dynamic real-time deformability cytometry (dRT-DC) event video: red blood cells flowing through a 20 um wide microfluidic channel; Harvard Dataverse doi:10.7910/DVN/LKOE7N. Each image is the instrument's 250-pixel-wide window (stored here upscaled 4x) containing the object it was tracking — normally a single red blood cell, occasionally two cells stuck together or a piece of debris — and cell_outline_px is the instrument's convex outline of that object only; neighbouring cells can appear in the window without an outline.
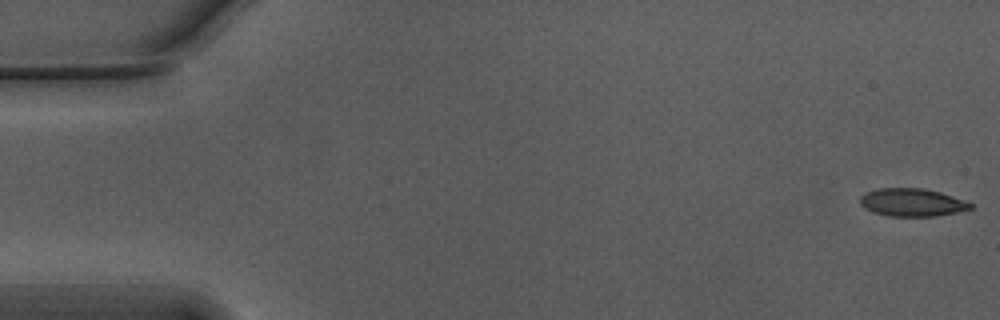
{"species": "Egyptian fruit bat (a non-hibernating species)", "species_latin": "Rousettus aegyptiacus", "temperature_condition": "warm", "stored_images_in_passage": 55, "camera_frame_rate_fps": 3000, "um_per_image_px": 0.085, "animal": {"sex": "male"}, "frame": {"image": 1, "passage_image": 1, "time_ms": 0.0, "image_size_px": [1000, 320], "cell_outline_px": [[972, 208], [956, 212], [936, 216], [888, 216], [872, 212], [864, 208], [860, 204], [860, 196], [864, 192], [876, 188], [924, 188], [940, 192], [964, 200], [972, 204]], "centroid_in_image_um": [77.47, 17.2], "position_along_channel_um": 7.5, "area_um2": 18.03}}
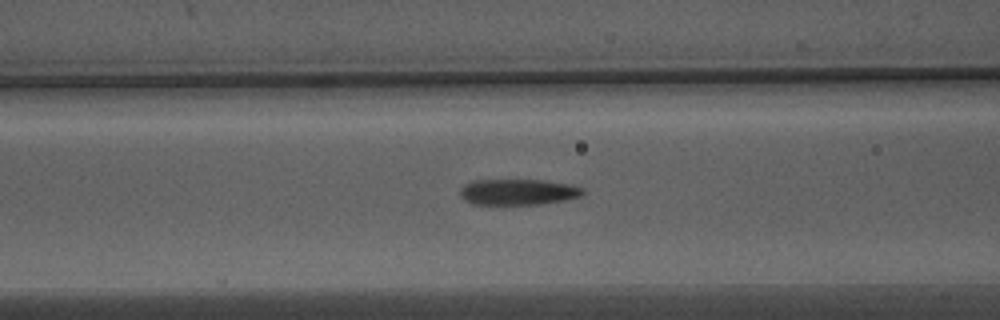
{"frame": {"image": 2, "passage_image": 22, "time_ms": 7.0, "image_size_px": [1000, 320], "cell_outline_px": [[584, 192], [580, 196], [564, 200], [540, 204], [472, 204], [464, 200], [460, 196], [460, 188], [464, 184], [472, 180], [544, 180], [568, 184], [584, 188]], "centroid_in_image_um": [43.99, 16.31], "position_along_channel_um": 122.6, "area_um2": 18.55}}
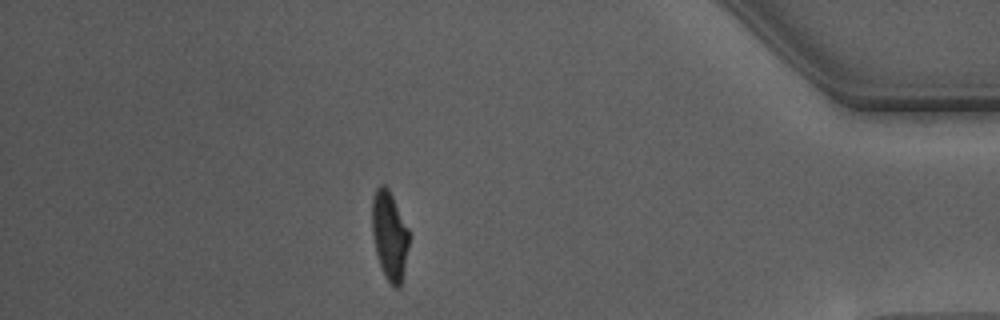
{"frame": {"image": 3, "passage_image": 48, "time_ms": 15.667, "image_size_px": [1000, 320], "cell_outline_px": [[408, 244], [404, 272], [400, 284], [396, 288], [388, 280], [380, 264], [376, 252], [372, 236], [372, 196], [376, 188], [380, 184], [384, 184], [388, 188], [408, 228]], "centroid_in_image_um": [33.09, 19.96], "position_along_channel_um": 402.1, "area_um2": 18.73}, "authors_computed_cell_mechanics": {"area_um2": 19.1318, "velocity_mm_per_s": 3.7574, "shape_relaxation_time_tau1_ms": 4.361, "shape_relaxation_time_tau2_ms": 1.6968, "deformation_change_tau1": 0.2054, "deformation_change_tau2": 0.0658}}